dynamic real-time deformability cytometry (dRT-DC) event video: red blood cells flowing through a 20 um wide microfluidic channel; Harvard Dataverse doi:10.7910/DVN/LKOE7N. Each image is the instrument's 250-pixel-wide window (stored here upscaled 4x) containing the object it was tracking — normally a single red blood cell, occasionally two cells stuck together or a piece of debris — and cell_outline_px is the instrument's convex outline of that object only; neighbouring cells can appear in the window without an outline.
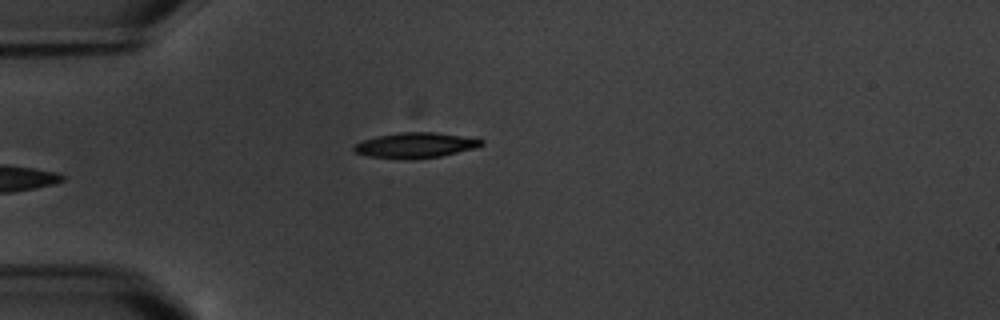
{"species": "common noctule bat (a hibernating species)", "species_latin": "Nyctalus noctula", "temperature_condition": "warm", "stored_images_in_passage": 6, "camera_frame_rate_fps": 3000, "um_per_image_px": 0.085, "animal": {"sex": "male", "body_mass_g": 20.1, "forearm_length_mm": 53.5}, "frame": {"image": 1, "passage_image": 6, "time_ms": 6.667, "image_size_px": [1000, 320], "cell_outline_px": [[484, 144], [476, 148], [440, 156], [368, 156], [356, 152], [352, 148], [356, 144], [364, 140], [396, 132], [436, 132], [484, 140]], "centroid_in_image_um": [35.37, 12.29], "position_along_channel_um": 49.6, "area_um2": 17.63}}